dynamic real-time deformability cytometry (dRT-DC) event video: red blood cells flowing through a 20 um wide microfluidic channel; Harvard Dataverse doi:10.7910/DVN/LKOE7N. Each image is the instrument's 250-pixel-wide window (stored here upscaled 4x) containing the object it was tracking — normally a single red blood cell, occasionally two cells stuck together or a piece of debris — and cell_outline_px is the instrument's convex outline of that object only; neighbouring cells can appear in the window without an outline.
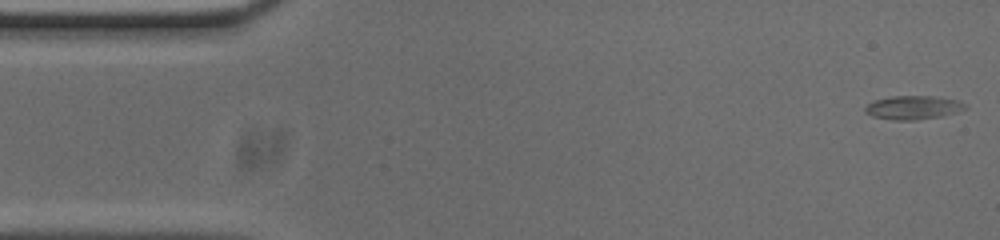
{"species": "common noctule bat (a hibernating species)", "species_latin": "Nyctalus noctula", "temperature_condition": "cold", "stored_images_in_passage": 53, "camera_frame_rate_fps": 3000, "um_per_image_px": 0.085, "animal": {"sex": "male", "body_mass_g": 20.0, "forearm_length_mm": 53.3}, "frame": {"image": 1, "passage_image": 1, "time_ms": 0.0, "image_size_px": [1000, 240], "cell_outline_px": [[964, 108], [940, 116], [912, 120], [896, 120], [872, 116], [864, 112], [864, 108], [872, 100], [892, 96], [932, 96], [956, 100], [964, 104]], "centroid_in_image_um": [77.5, 9.13], "position_along_channel_um": 7.5, "area_um2": 13.41}}
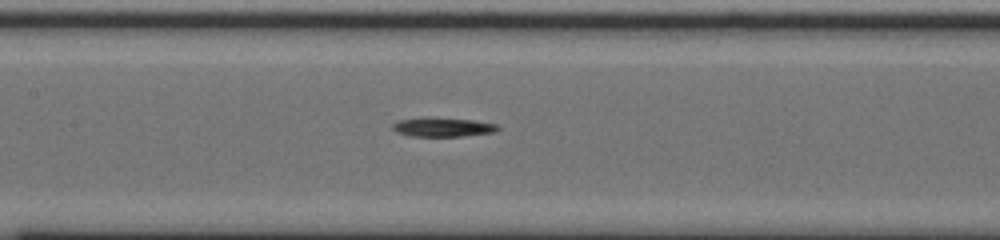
{"frame": {"image": 2, "passage_image": 23, "time_ms": 7.333, "image_size_px": [1000, 240], "cell_outline_px": [[500, 128], [496, 132], [460, 136], [412, 136], [396, 132], [392, 128], [392, 124], [400, 120], [472, 120], [496, 124]], "centroid_in_image_um": [37.7, 10.86], "position_along_channel_um": 169.7, "area_um2": 10.75}}
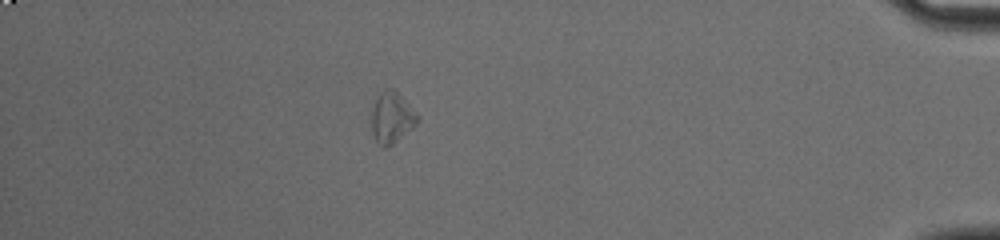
{"frame": {"image": 3, "passage_image": 46, "time_ms": 15.0, "image_size_px": [1000, 240], "cell_outline_px": [[420, 116], [416, 124], [412, 128], [392, 144], [384, 148], [376, 140], [372, 132], [372, 112], [376, 100], [380, 92], [384, 88], [392, 88]], "centroid_in_image_um": [33.3, 9.99], "position_along_channel_um": 401.9, "area_um2": 13.29}, "authors_computed_cell_mechanics": {"area_um2": 12.1958, "velocity_mm_per_s": 3.7567, "shape_relaxation_time_tau1_ms": 4.0054, "shape_relaxation_time_tau2_ms": null, "deformation_change_tau1": 0.1557, "deformation_change_tau2": null}}